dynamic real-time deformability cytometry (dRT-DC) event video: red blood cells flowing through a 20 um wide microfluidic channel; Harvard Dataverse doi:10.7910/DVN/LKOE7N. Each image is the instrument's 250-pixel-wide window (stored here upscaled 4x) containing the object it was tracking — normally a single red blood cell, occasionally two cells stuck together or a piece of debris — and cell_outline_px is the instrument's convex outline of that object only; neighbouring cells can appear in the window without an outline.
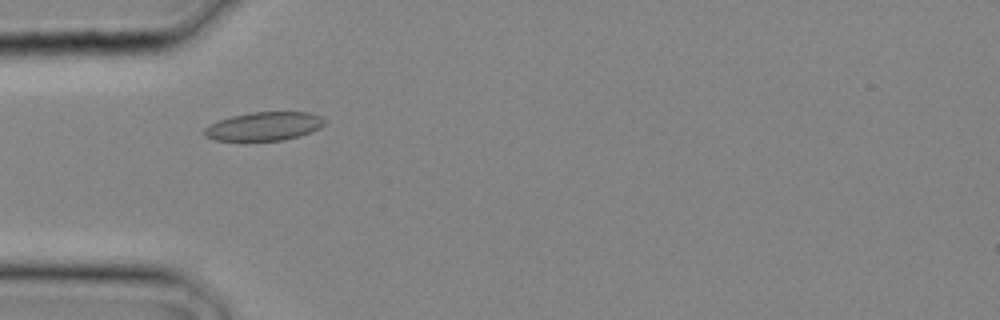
{"species": "common noctule bat (a hibernating species)", "species_latin": "Nyctalus noctula", "temperature_condition": "cold", "stored_images_in_passage": 1, "camera_frame_rate_fps": 3000, "um_per_image_px": 0.085, "animal": {"sex": "male", "body_mass_g": 20.4}, "frame": {"image": 1, "passage_image": 1, "time_ms": 0.0, "image_size_px": [1000, 320], "cell_outline_px": [[324, 124], [320, 128], [312, 132], [300, 136], [284, 140], [212, 140], [204, 136], [204, 128], [208, 124], [232, 116], [252, 112], [308, 112], [320, 116], [324, 120]], "centroid_in_image_um": [22.44, 10.74], "position_along_channel_um": 62.6, "area_um2": 20.0}}